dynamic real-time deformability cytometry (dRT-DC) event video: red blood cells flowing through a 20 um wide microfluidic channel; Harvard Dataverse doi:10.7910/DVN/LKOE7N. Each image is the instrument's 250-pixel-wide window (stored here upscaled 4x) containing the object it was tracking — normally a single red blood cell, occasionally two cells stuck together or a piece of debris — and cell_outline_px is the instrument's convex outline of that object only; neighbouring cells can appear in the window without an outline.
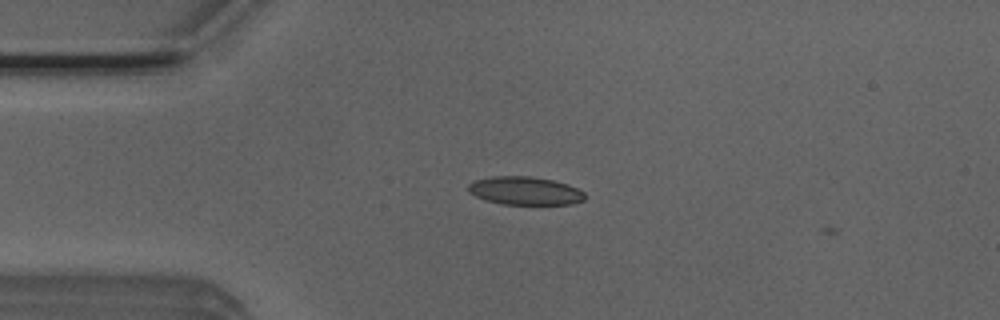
{"species": "Egyptian fruit bat (a non-hibernating species)", "species_latin": "Rousettus aegyptiacus", "temperature_condition": "room temperature", "stored_images_in_passage": 4, "camera_frame_rate_fps": 3000, "um_per_image_px": 0.085, "animal": {"sex": "male"}, "frame": {"image": 1, "passage_image": 3, "time_ms": 0.667, "image_size_px": [1000, 320], "cell_outline_px": [[584, 200], [572, 204], [504, 204], [484, 200], [468, 192], [468, 184], [476, 180], [492, 176], [532, 176], [552, 180], [568, 184], [584, 192]], "centroid_in_image_um": [44.61, 16.21], "position_along_channel_um": 40.4, "area_um2": 19.13}}